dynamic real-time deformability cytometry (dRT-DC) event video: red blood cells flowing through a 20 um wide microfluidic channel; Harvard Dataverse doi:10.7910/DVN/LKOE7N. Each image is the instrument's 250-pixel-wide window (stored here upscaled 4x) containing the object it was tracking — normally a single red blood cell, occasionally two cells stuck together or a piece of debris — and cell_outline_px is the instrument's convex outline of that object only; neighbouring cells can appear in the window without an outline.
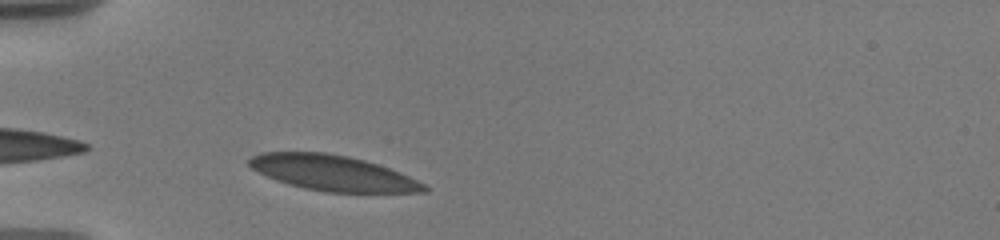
{"species": "human", "species_latin": "Homo sapiens", "temperature_condition": "warm", "stored_images_in_passage": 45, "camera_frame_rate_fps": 3000, "um_per_image_px": 0.085, "donor": {"sex": "male"}, "frame": {"image": 1, "passage_image": 2, "time_ms": 0.333, "image_size_px": [1000, 240], "cell_outline_px": [[432, 188], [428, 192], [324, 192], [304, 188], [288, 184], [276, 180], [252, 168], [248, 164], [248, 160], [252, 156], [260, 152], [324, 152], [348, 156], [364, 160], [400, 172]], "centroid_in_image_um": [28.29, 14.7], "position_along_channel_um": 56.7, "area_um2": 35.95}}
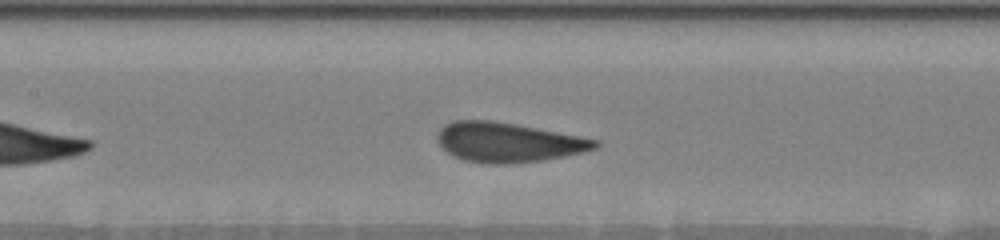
{"frame": {"image": 2, "passage_image": 20, "time_ms": 3.667, "image_size_px": [1000, 240], "cell_outline_px": [[600, 144], [596, 148], [584, 152], [544, 160], [512, 164], [488, 164], [464, 160], [452, 156], [440, 148], [436, 140], [436, 136], [440, 128], [444, 124], [452, 120], [492, 120], [516, 124], [580, 136], [600, 140]], "centroid_in_image_um": [43.14, 12.1], "position_along_channel_um": 164.3, "area_um2": 36.93}}
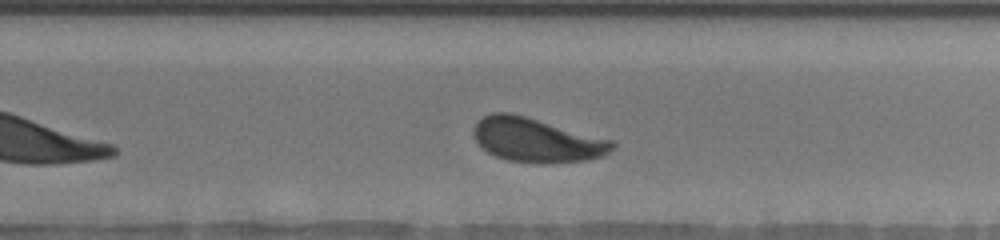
{"frame": {"image": 3, "passage_image": 30, "time_ms": 7.0, "image_size_px": [1000, 240], "cell_outline_px": [[616, 148], [604, 156], [588, 160], [552, 164], [540, 164], [508, 160], [496, 156], [488, 152], [476, 140], [472, 132], [476, 124], [484, 116], [492, 112], [508, 112], [524, 116], [612, 140], [616, 144]], "centroid_in_image_um": [45.65, 11.93], "position_along_channel_um": 284.1, "area_um2": 35.6}, "authors_computed_cell_mechanics": {"area_um2": 36.2406, "velocity_mm_per_s": 3.6122, "shape_relaxation_time_tau1_ms": 4.057, "shape_relaxation_time_tau2_ms": null, "deformation_change_tau1": 0.1484, "deformation_change_tau2": null}}